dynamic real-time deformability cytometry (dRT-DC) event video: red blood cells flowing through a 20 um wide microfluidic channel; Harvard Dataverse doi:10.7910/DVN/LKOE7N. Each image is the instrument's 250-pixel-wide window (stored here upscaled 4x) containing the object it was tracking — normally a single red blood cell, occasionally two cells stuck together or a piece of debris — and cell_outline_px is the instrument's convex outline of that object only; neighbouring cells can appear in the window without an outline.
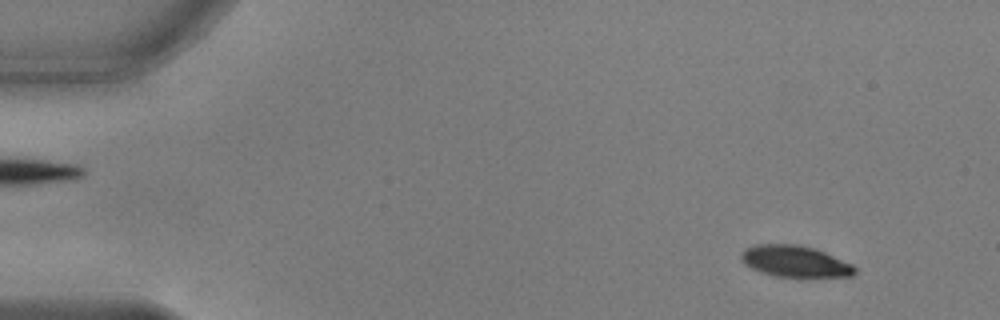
{"species": "common noctule bat (a hibernating species)", "species_latin": "Nyctalus noctula", "temperature_condition": "warm", "stored_images_in_passage": 13, "camera_frame_rate_fps": 3000, "um_per_image_px": 0.085, "animal": {"sex": "male", "body_mass_g": 17.9, "forearm_length_mm": 54.2}, "frame": {"image": 1, "passage_image": 2, "time_ms": 0.333, "image_size_px": [1000, 320], "cell_outline_px": [[856, 272], [852, 276], [776, 276], [760, 272], [744, 264], [740, 260], [740, 252], [744, 248], [756, 244], [796, 244], [812, 248], [824, 252], [852, 264], [856, 268]], "centroid_in_image_um": [67.51, 22.2], "position_along_channel_um": 17.5, "area_um2": 20.63}}